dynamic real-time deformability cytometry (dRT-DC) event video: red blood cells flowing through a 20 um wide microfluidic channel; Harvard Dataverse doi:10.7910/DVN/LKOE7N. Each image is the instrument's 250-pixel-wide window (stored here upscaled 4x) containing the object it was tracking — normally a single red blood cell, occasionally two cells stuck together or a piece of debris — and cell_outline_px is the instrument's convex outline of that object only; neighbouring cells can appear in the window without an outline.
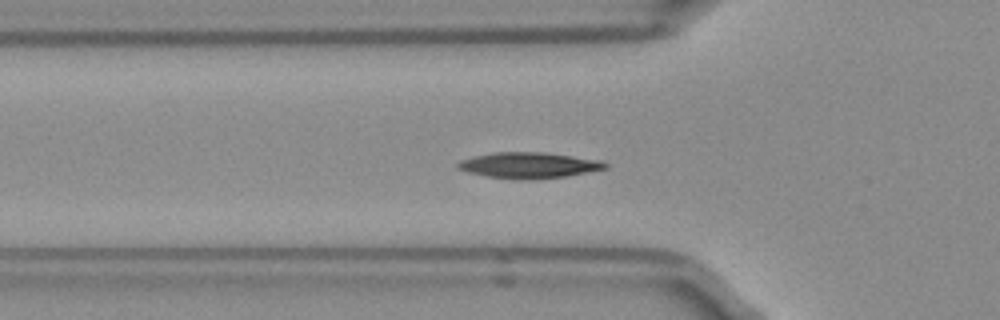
{"species": "Egyptian fruit bat (a non-hibernating species)", "species_latin": "Rousettus aegyptiacus", "temperature_condition": "room temperature", "stored_images_in_passage": 45, "camera_frame_rate_fps": 3000, "um_per_image_px": 0.085, "frame": {"image": 1, "passage_image": 14, "time_ms": 4.333, "image_size_px": [1000, 320], "cell_outline_px": [[608, 168], [568, 176], [532, 180], [516, 180], [488, 176], [468, 172], [456, 168], [456, 164], [460, 160], [472, 156], [496, 152], [540, 152], [600, 160], [608, 164]], "centroid_in_image_um": [44.92, 14.06], "position_along_channel_um": 80.9, "area_um2": 22.31}}
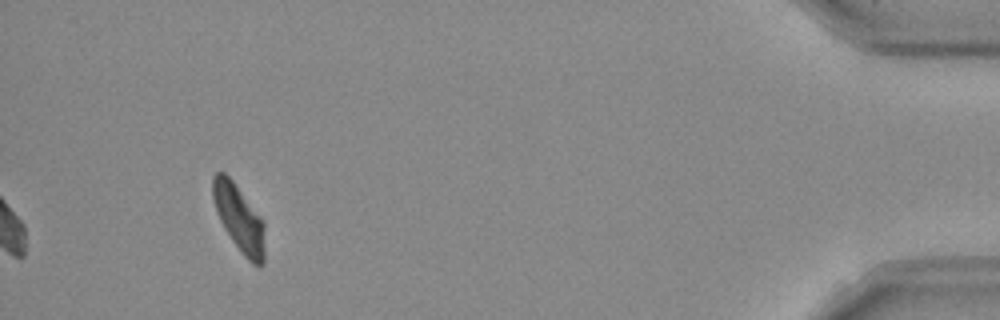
{"frame": {"image": 2, "passage_image": 45, "time_ms": 14.667, "image_size_px": [1000, 320], "cell_outline_px": [[264, 264], [260, 268], [252, 264], [240, 252], [224, 228], [216, 212], [212, 196], [212, 176], [216, 172], [224, 172], [232, 180], [264, 220]], "centroid_in_image_um": [20.33, 18.58], "position_along_channel_um": 414.9, "area_um2": 20.4}, "authors_computed_cell_mechanics": {"area_um2": 20.5768, "velocity_mm_per_s": 3.9184, "shape_relaxation_time_tau1_ms": null, "shape_relaxation_time_tau2_ms": 4.2814, "deformation_change_tau1": null, "deformation_change_tau2": 0.0822}}